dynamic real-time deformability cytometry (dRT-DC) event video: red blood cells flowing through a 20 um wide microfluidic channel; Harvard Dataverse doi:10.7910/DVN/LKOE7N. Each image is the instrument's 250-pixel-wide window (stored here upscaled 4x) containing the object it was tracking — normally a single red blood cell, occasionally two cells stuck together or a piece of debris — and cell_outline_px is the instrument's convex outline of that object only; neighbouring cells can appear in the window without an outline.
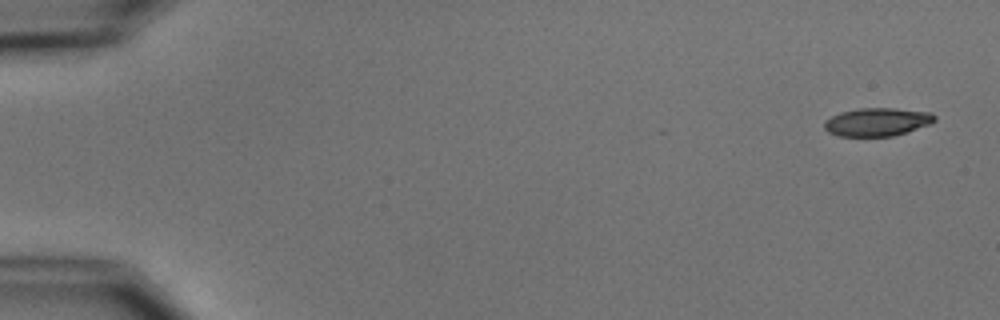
{"species": "common noctule bat (a hibernating species)", "species_latin": "Nyctalus noctula", "temperature_condition": "cold", "stored_images_in_passage": 6, "camera_frame_rate_fps": 3000, "um_per_image_px": 0.085, "animal": {"sex": "male", "body_mass_g": 15.6}, "frame": {"image": 1, "passage_image": 1, "time_ms": 0.0, "image_size_px": [1000, 320], "cell_outline_px": [[936, 120], [928, 124], [892, 136], [840, 136], [828, 132], [824, 128], [824, 120], [840, 112], [860, 108], [896, 108], [932, 112], [936, 116]], "centroid_in_image_um": [74.54, 10.35], "position_along_channel_um": 10.5, "area_um2": 18.03}}
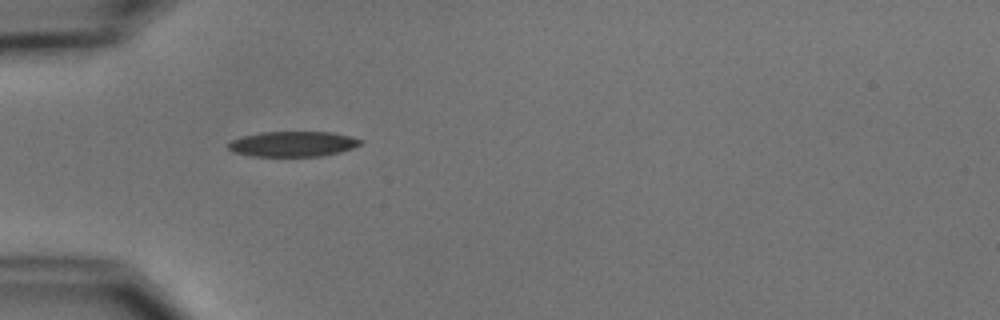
{"frame": {"image": 2, "passage_image": 5, "time_ms": 5.0, "image_size_px": [1000, 320], "cell_outline_px": [[364, 140], [360, 144], [352, 148], [340, 152], [320, 156], [252, 156], [232, 152], [228, 148], [228, 144], [232, 140], [244, 136], [260, 132], [332, 132]], "centroid_in_image_um": [24.88, 12.24], "position_along_channel_um": 60.1, "area_um2": 19.36}}